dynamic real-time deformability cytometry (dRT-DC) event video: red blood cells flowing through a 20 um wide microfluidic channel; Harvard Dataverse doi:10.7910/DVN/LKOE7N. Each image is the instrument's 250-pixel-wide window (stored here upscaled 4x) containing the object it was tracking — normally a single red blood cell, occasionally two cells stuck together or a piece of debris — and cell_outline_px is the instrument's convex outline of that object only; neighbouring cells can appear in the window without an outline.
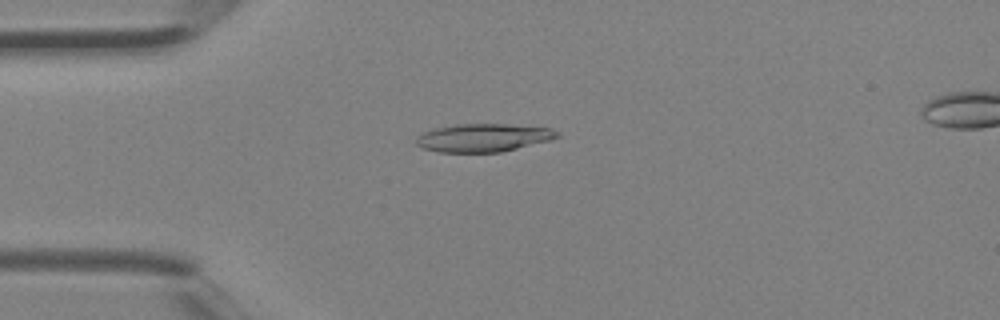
{"species": "Egyptian fruit bat (a non-hibernating species)", "species_latin": "Rousettus aegyptiacus", "temperature_condition": "room temperature", "stored_images_in_passage": 4, "camera_frame_rate_fps": 3000, "um_per_image_px": 0.085, "animal": {"sex": "female"}, "frame": {"image": 1, "passage_image": 3, "time_ms": 0.667, "image_size_px": [1000, 320], "cell_outline_px": [[560, 136], [548, 140], [500, 152], [440, 152], [420, 148], [416, 144], [416, 136], [424, 132], [436, 128], [456, 124], [508, 124], [552, 128], [560, 132]], "centroid_in_image_um": [41.06, 11.7], "position_along_channel_um": 43.9, "area_um2": 23.0}}